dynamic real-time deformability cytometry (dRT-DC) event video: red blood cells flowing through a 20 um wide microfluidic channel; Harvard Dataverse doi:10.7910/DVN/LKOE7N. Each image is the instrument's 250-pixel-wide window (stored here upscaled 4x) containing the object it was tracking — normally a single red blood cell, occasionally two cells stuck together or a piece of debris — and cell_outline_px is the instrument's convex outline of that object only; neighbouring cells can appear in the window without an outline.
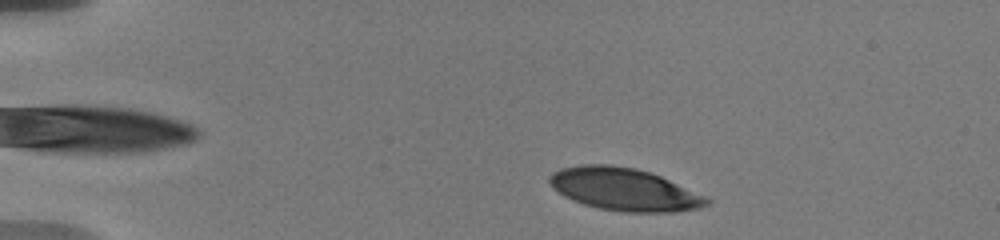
{"species": "human", "species_latin": "Homo sapiens", "temperature_condition": "warm", "stored_images_in_passage": 12, "camera_frame_rate_fps": 3000, "um_per_image_px": 0.085, "donor": {"sex": "male"}, "frame": {"image": 1, "passage_image": 3, "time_ms": 1.0, "image_size_px": [1000, 240], "cell_outline_px": [[712, 200], [708, 204], [700, 208], [672, 212], [624, 212], [600, 208], [584, 204], [572, 200], [564, 196], [552, 188], [548, 180], [548, 176], [552, 172], [560, 168], [580, 164], [612, 164], [636, 168], [652, 172], [708, 196]], "centroid_in_image_um": [53.07, 16.08], "position_along_channel_um": 31.9, "area_um2": 39.54}}